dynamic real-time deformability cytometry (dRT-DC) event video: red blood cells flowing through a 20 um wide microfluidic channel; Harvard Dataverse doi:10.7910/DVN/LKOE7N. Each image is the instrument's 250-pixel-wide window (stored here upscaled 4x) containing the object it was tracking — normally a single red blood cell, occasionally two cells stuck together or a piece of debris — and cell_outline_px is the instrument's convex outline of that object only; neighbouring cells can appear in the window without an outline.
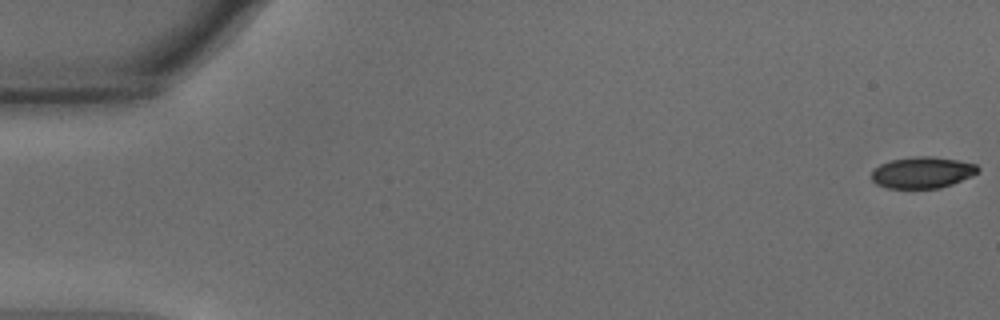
{"species": "common noctule bat (a hibernating species)", "species_latin": "Nyctalus noctula", "temperature_condition": "warm", "stored_images_in_passage": 16, "camera_frame_rate_fps": 3000, "um_per_image_px": 0.085, "animal": {"sex": "male", "body_mass_g": 15.6}, "frame": {"image": 1, "passage_image": 1, "time_ms": 0.0, "image_size_px": [1000, 320], "cell_outline_px": [[980, 168], [972, 176], [952, 184], [940, 188], [888, 188], [876, 184], [872, 180], [872, 172], [880, 164], [892, 160], [920, 156], [928, 156], [956, 160], [976, 164]], "centroid_in_image_um": [78.4, 14.67], "position_along_channel_um": 6.6, "area_um2": 19.19}}
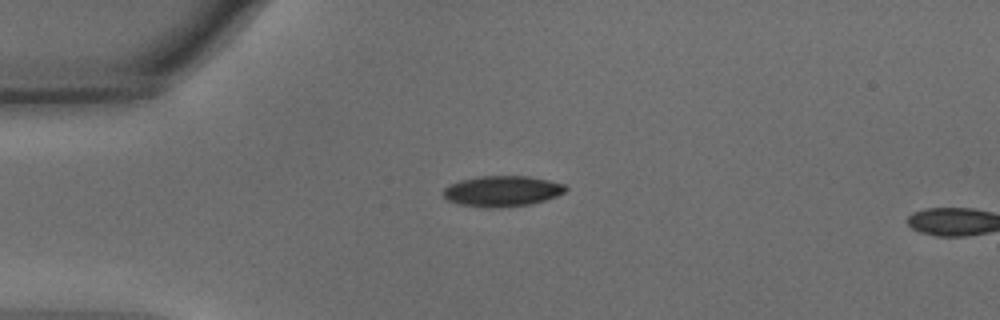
{"frame": {"image": 2, "passage_image": 14, "time_ms": 4.333, "image_size_px": [1000, 320], "cell_outline_px": [[568, 188], [564, 192], [556, 196], [544, 200], [528, 204], [492, 208], [484, 208], [460, 204], [448, 200], [444, 196], [444, 188], [448, 184], [460, 180], [480, 176], [528, 176], [548, 180], [564, 184]], "centroid_in_image_um": [42.66, 16.24], "position_along_channel_um": 42.3, "area_um2": 21.73}}